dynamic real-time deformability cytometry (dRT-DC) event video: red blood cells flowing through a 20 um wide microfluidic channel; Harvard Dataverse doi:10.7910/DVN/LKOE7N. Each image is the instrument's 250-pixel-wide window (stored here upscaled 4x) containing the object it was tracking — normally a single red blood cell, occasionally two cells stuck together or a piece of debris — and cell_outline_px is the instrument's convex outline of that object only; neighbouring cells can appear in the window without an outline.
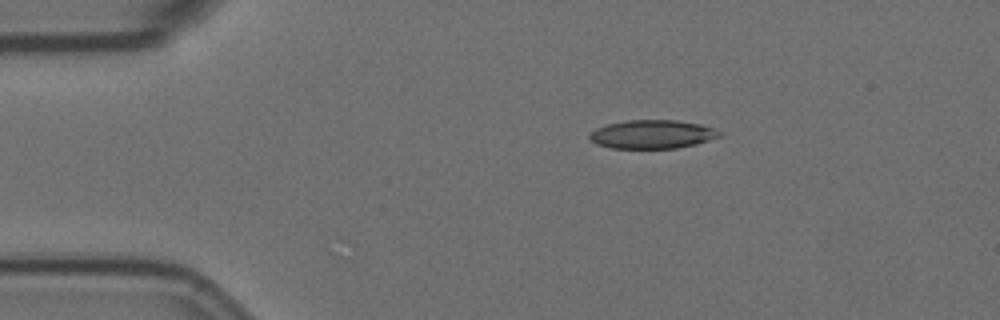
{"species": "Egyptian fruit bat (a non-hibernating species)", "species_latin": "Rousettus aegyptiacus", "temperature_condition": "room temperature", "stored_images_in_passage": 47, "camera_frame_rate_fps": 3000, "um_per_image_px": 0.085, "animal": {"sex": "female"}, "frame": {"image": 1, "passage_image": 1, "time_ms": 0.0, "image_size_px": [1000, 320], "cell_outline_px": [[724, 136], [696, 144], [676, 148], [612, 148], [596, 144], [588, 136], [596, 128], [608, 124], [628, 120], [676, 120], [700, 124], [712, 128], [720, 132]], "centroid_in_image_um": [55.47, 11.41], "position_along_channel_um": 29.5, "area_um2": 21.56}}
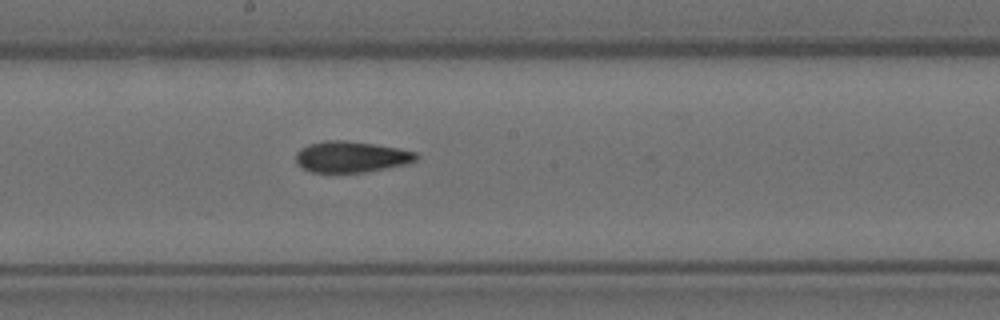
{"frame": {"image": 2, "passage_image": 21, "time_ms": 6.667, "image_size_px": [1000, 320], "cell_outline_px": [[420, 156], [416, 160], [404, 164], [364, 172], [312, 172], [300, 168], [296, 164], [296, 152], [300, 148], [308, 144], [324, 140], [344, 140], [376, 144], [416, 152]], "centroid_in_image_um": [29.79, 13.32], "position_along_channel_um": 218.4, "area_um2": 21.85}}
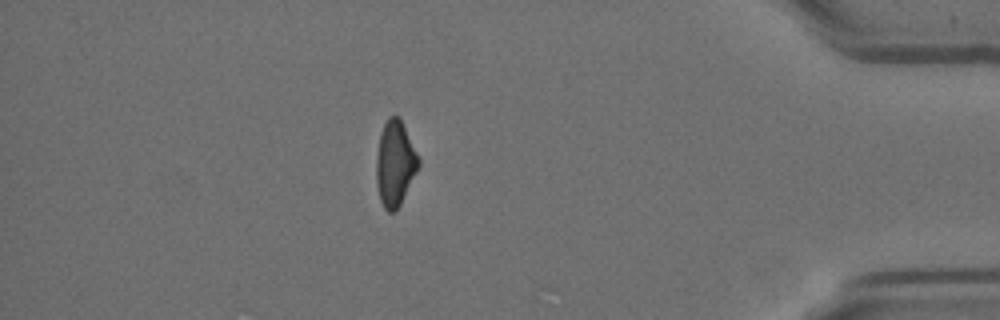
{"frame": {"image": 3, "passage_image": 40, "time_ms": 13.0, "image_size_px": [1000, 320], "cell_outline_px": [[420, 164], [396, 212], [388, 212], [384, 208], [380, 200], [376, 184], [376, 156], [380, 132], [388, 116], [400, 116], [420, 160]], "centroid_in_image_um": [33.56, 13.88], "position_along_channel_um": 401.6, "area_um2": 21.04}, "authors_computed_cell_mechanics": {"area_um2": 21.9062, "velocity_mm_per_s": 3.5785, "shape_relaxation_time_tau1_ms": null, "shape_relaxation_time_tau2_ms": 4.2881, "deformation_change_tau1": null, "deformation_change_tau2": 0.125}}